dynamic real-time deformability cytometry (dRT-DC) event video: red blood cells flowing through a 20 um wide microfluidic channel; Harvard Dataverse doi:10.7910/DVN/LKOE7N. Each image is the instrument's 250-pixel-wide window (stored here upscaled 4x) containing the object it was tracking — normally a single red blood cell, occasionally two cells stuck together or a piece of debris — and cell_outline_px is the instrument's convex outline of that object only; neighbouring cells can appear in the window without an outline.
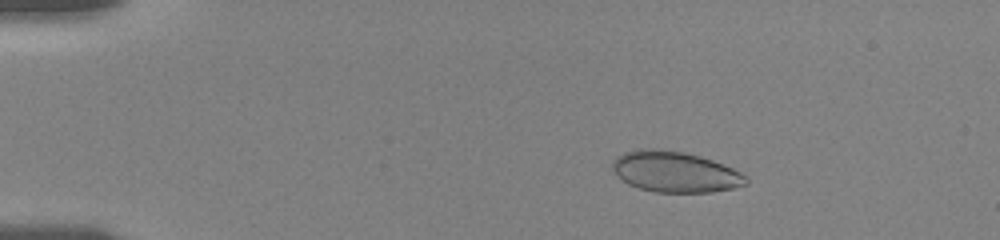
{"species": "human", "species_latin": "Homo sapiens", "temperature_condition": "room temperature", "stored_images_in_passage": 55, "camera_frame_rate_fps": 3000, "um_per_image_px": 0.085, "donor": {"sex": "female"}, "frame": {"image": 1, "passage_image": 9, "time_ms": 2.667, "image_size_px": [1000, 240], "cell_outline_px": [[748, 184], [732, 188], [712, 192], [656, 192], [640, 188], [628, 184], [616, 176], [612, 168], [612, 160], [616, 156], [624, 152], [640, 148], [660, 148], [684, 152], [700, 156], [712, 160], [732, 168], [748, 176]], "centroid_in_image_um": [57.35, 14.59], "position_along_channel_um": 27.6, "area_um2": 32.02}}
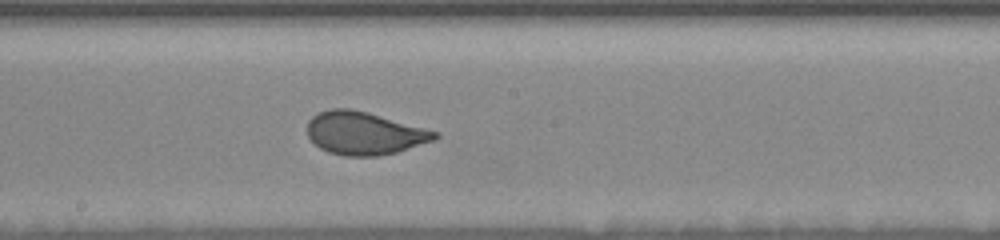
{"frame": {"image": 2, "passage_image": 31, "time_ms": 10.0, "image_size_px": [1000, 240], "cell_outline_px": [[440, 136], [436, 140], [396, 152], [376, 156], [344, 156], [328, 152], [320, 148], [308, 136], [308, 120], [312, 116], [320, 112], [332, 108], [352, 108], [368, 112], [440, 132]], "centroid_in_image_um": [30.99, 11.32], "position_along_channel_um": 217.2, "area_um2": 31.96}}
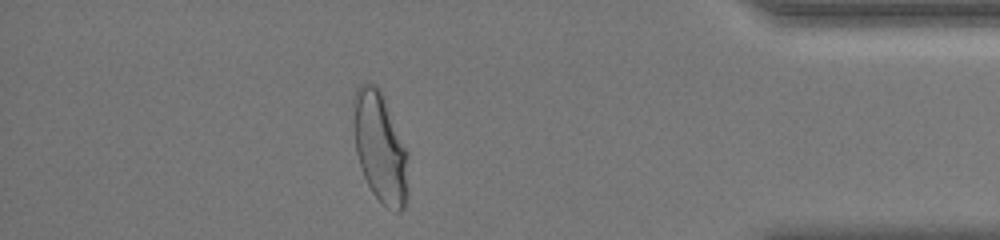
{"frame": {"image": 3, "passage_image": 49, "time_ms": 16.0, "image_size_px": [1000, 240], "cell_outline_px": [[408, 196], [404, 208], [400, 212], [396, 212], [388, 208], [372, 192], [360, 168], [356, 152], [352, 100], [356, 88], [364, 80], [368, 80], [376, 84], [380, 88], [384, 96], [408, 152]], "centroid_in_image_um": [32.31, 12.48], "position_along_channel_um": 402.9, "area_um2": 35.89}, "authors_computed_cell_mechanics": {"area_um2": 32.1368, "velocity_mm_per_s": 3.6175, "shape_relaxation_time_tau1_ms": 5.6379, "shape_relaxation_time_tau2_ms": null, "deformation_change_tau1": 0.147, "deformation_change_tau2": null}}